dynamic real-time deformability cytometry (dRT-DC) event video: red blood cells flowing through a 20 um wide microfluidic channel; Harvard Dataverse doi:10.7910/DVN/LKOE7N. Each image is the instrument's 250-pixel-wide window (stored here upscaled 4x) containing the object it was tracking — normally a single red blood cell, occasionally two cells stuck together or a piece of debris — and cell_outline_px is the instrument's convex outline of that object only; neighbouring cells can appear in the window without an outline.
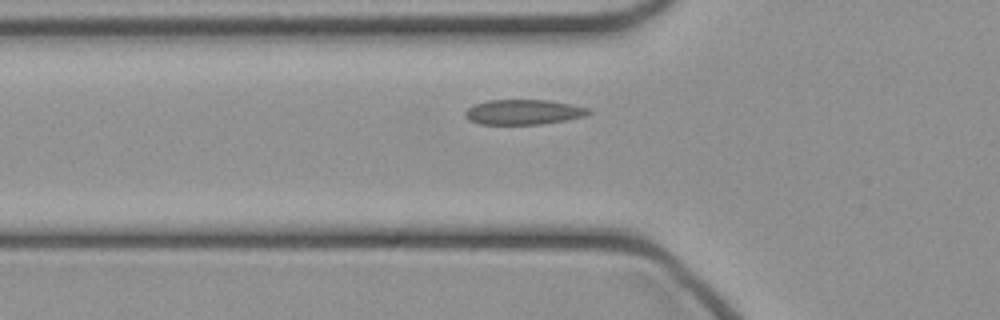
{"species": "common noctule bat (a hibernating species)", "species_latin": "Nyctalus noctula", "temperature_condition": "cold", "stored_images_in_passage": 28, "camera_frame_rate_fps": 3000, "um_per_image_px": 0.085, "animal": {"sex": "female", "body_mass_g": 21.9}, "frame": {"image": 1, "passage_image": 3, "time_ms": 0.667, "image_size_px": [1000, 320], "cell_outline_px": [[592, 112], [584, 116], [564, 120], [540, 124], [480, 124], [468, 120], [464, 116], [464, 112], [472, 104], [488, 100], [548, 100], [572, 104], [588, 108]], "centroid_in_image_um": [44.45, 9.52], "position_along_channel_um": 81.4, "area_um2": 18.03}}
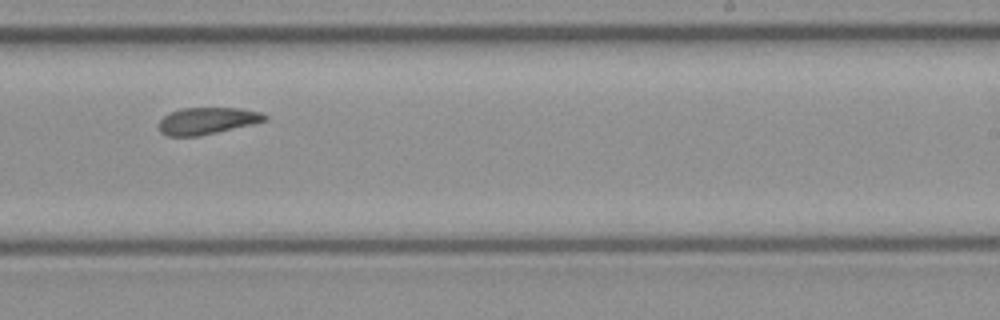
{"frame": {"image": 2, "passage_image": 16, "time_ms": 5.0, "image_size_px": [1000, 320], "cell_outline_px": [[268, 120], [252, 124], [200, 136], [168, 136], [160, 132], [160, 120], [164, 116], [180, 108], [240, 108], [260, 112], [268, 116]], "centroid_in_image_um": [17.63, 10.27], "position_along_channel_um": 271.4, "area_um2": 16.47}}
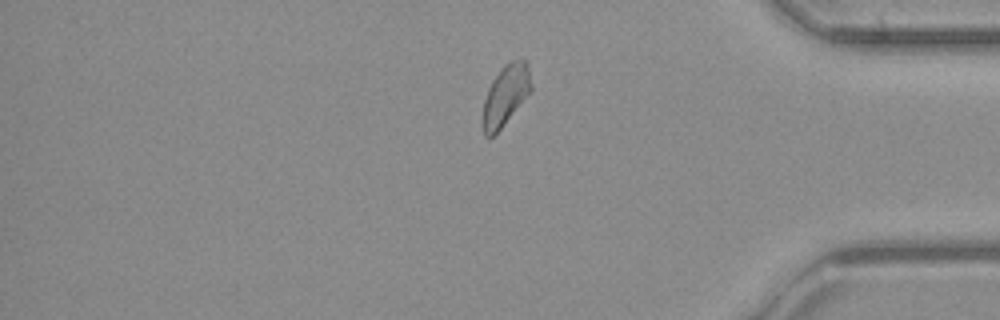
{"frame": {"image": 3, "passage_image": 26, "time_ms": 8.333, "image_size_px": [1000, 320], "cell_outline_px": [[532, 92], [504, 124], [492, 136], [484, 136], [480, 124], [480, 120], [484, 100], [488, 88], [492, 80], [504, 64], [512, 60], [524, 60], [528, 64], [532, 88]], "centroid_in_image_um": [42.95, 8.12], "position_along_channel_um": 392.3, "area_um2": 17.4}}